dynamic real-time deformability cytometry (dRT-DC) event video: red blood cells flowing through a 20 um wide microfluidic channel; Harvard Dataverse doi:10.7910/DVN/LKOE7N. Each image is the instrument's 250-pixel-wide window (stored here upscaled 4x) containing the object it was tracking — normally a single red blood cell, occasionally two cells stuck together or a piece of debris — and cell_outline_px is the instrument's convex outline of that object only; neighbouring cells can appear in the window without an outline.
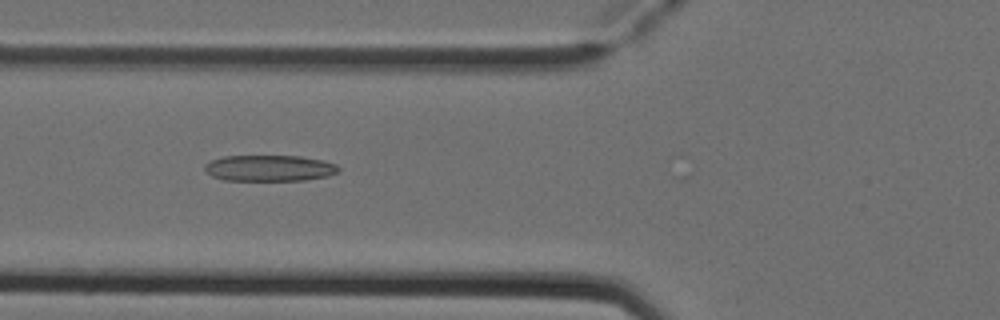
{"species": "Egyptian fruit bat (a non-hibernating species)", "species_latin": "Rousettus aegyptiacus", "temperature_condition": "cold", "stored_images_in_passage": 6, "camera_frame_rate_fps": 3000, "um_per_image_px": 0.085, "animal": {"sex": "female"}, "frame": {"image": 1, "passage_image": 5, "time_ms": 1.333, "image_size_px": [1000, 320], "cell_outline_px": [[340, 172], [328, 176], [304, 180], [224, 180], [212, 176], [204, 172], [204, 164], [212, 160], [224, 156], [300, 156], [320, 160], [336, 164], [340, 168]], "centroid_in_image_um": [22.89, 14.29], "position_along_channel_um": 102.9, "area_um2": 20.4}}
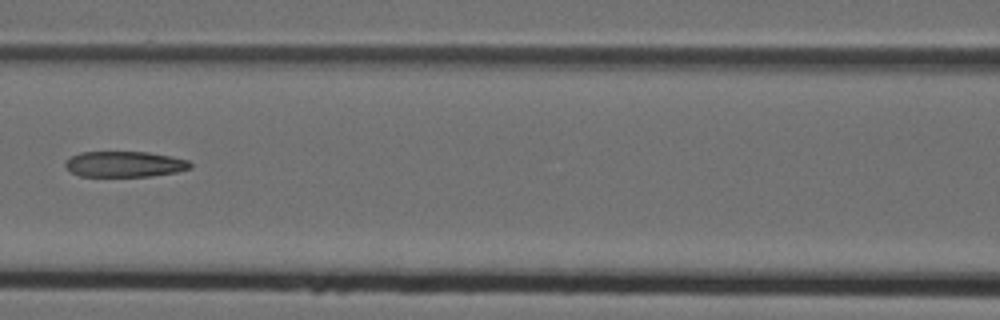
{"frame": {"image": 2, "passage_image": 6, "time_ms": 1.667, "image_size_px": [1000, 320], "cell_outline_px": [[192, 168], [176, 172], [152, 176], [80, 176], [72, 172], [64, 164], [72, 156], [80, 152], [148, 152], [188, 160], [192, 164]], "centroid_in_image_um": [10.62, 13.95], "position_along_channel_um": 156.0, "area_um2": 18.55}}